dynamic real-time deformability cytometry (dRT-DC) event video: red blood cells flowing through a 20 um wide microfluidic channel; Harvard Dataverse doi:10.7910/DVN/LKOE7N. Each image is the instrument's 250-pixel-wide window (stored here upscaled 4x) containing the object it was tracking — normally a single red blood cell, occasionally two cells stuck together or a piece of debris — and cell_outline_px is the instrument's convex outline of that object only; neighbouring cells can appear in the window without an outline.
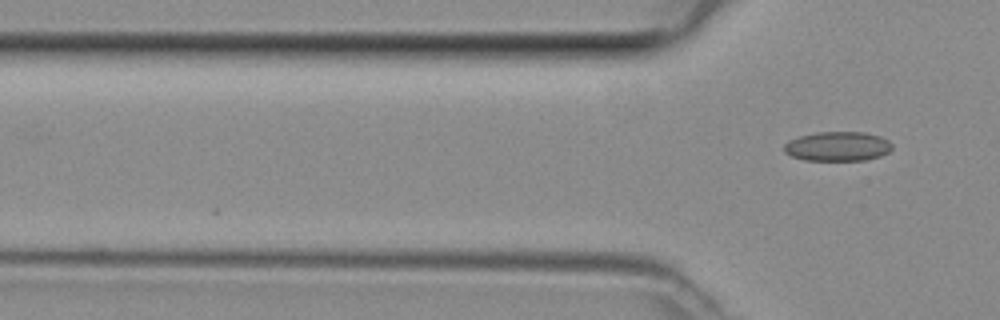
{"species": "common noctule bat (a hibernating species)", "species_latin": "Nyctalus noctula", "temperature_condition": "room temperature", "stored_images_in_passage": 6, "camera_frame_rate_fps": 3000, "um_per_image_px": 0.085, "animal": {"sex": "female", "body_mass_g": 29.2, "forearm_length_mm": 56.3}, "frame": {"image": 1, "passage_image": 6, "time_ms": 1.667, "image_size_px": [1000, 320], "cell_outline_px": [[892, 148], [888, 152], [880, 156], [864, 160], [804, 160], [792, 156], [784, 152], [784, 144], [788, 140], [800, 136], [816, 132], [864, 132], [880, 136], [888, 140], [892, 144]], "centroid_in_image_um": [71.19, 12.43], "position_along_channel_um": 54.6, "area_um2": 18.55}}